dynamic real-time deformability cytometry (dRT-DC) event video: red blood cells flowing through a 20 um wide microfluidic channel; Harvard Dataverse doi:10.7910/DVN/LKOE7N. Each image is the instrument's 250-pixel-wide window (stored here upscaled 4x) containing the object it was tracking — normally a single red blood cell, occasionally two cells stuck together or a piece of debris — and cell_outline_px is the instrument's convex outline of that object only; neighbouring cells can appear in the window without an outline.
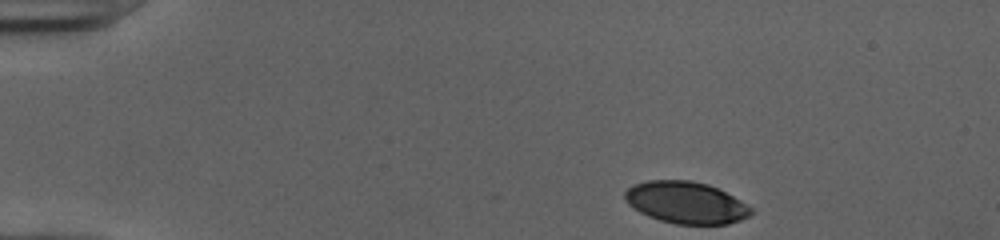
{"species": "human", "species_latin": "Homo sapiens", "temperature_condition": "cold", "stored_images_in_passage": 44, "camera_frame_rate_fps": 3000, "um_per_image_px": 0.085, "donor": {"sex": "female"}, "frame": {"image": 1, "passage_image": 1, "time_ms": 0.0, "image_size_px": [1000, 240], "cell_outline_px": [[752, 212], [748, 216], [740, 220], [728, 224], [676, 224], [660, 220], [648, 216], [640, 212], [628, 204], [624, 196], [624, 192], [632, 184], [648, 180], [692, 180], [708, 184], [740, 200], [752, 208]], "centroid_in_image_um": [58.28, 17.21], "position_along_channel_um": 26.7, "area_um2": 30.69}}
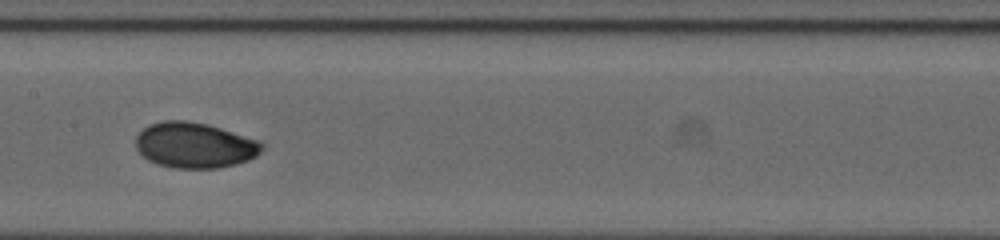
{"frame": {"image": 2, "passage_image": 20, "time_ms": 6.333, "image_size_px": [1000, 240], "cell_outline_px": [[264, 148], [256, 156], [248, 160], [236, 164], [220, 168], [176, 168], [156, 164], [148, 160], [136, 148], [136, 136], [148, 124], [164, 120], [188, 120], [208, 124], [256, 140], [264, 144]], "centroid_in_image_um": [16.53, 12.34], "position_along_channel_um": 190.9, "area_um2": 33.47}}
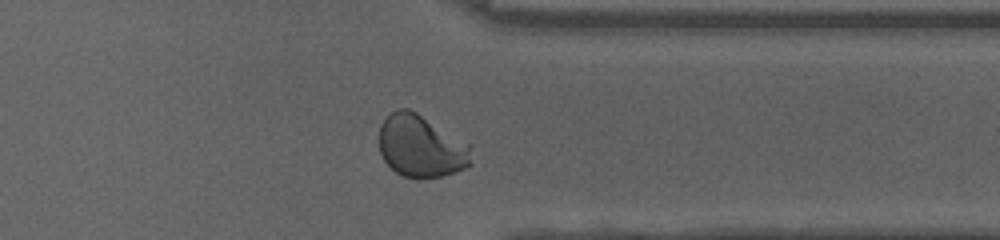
{"frame": {"image": 3, "passage_image": 34, "time_ms": 11.0, "image_size_px": [1000, 240], "cell_outline_px": [[472, 164], [468, 168], [456, 172], [440, 176], [416, 180], [404, 176], [396, 172], [384, 160], [380, 152], [380, 124], [396, 108], [408, 108], [416, 112], [468, 144]], "centroid_in_image_um": [35.77, 12.46], "position_along_channel_um": 375.6, "area_um2": 33.23}, "authors_computed_cell_mechanics": {"area_um2": 33.0038, "velocity_mm_per_s": 3.9871, "shape_relaxation_time_tau1_ms": 3.5193, "shape_relaxation_time_tau2_ms": 0.8414, "deformation_change_tau1": 0.1271, "deformation_change_tau2": 0.026}}